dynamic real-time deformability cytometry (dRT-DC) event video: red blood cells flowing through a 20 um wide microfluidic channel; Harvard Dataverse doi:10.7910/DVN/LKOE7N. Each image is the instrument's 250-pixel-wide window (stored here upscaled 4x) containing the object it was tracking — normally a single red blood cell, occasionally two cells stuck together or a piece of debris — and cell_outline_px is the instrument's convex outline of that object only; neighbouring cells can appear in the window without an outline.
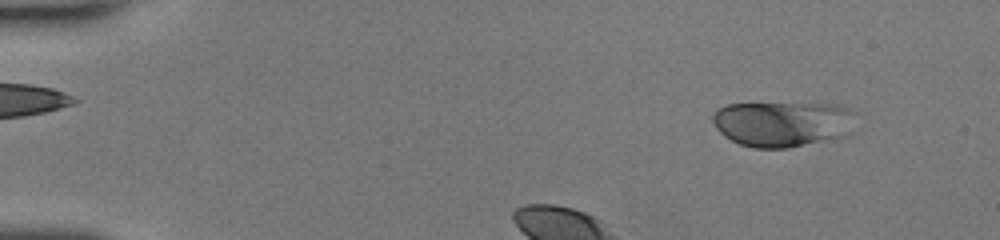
{"species": "human", "species_latin": "Homo sapiens", "temperature_condition": "room temperature", "stored_images_in_passage": 30, "camera_frame_rate_fps": 3000, "um_per_image_px": 0.085, "donor": {"sex": "female"}, "frame": {"image": 1, "passage_image": 1, "time_ms": 0.0, "image_size_px": [1000, 240], "cell_outline_px": [[856, 112], [852, 132], [848, 136], [836, 140], [788, 148], [752, 148], [740, 144], [724, 136], [716, 128], [712, 120], [712, 112], [716, 108], [728, 104], [836, 104], [848, 108]], "centroid_in_image_um": [66.58, 10.54], "position_along_channel_um": 18.4, "area_um2": 38.78}}
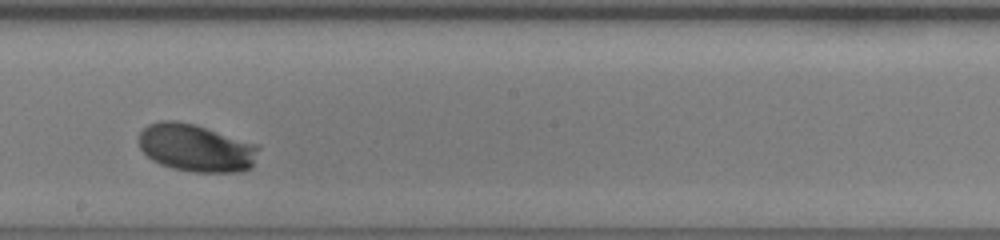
{"frame": {"image": 2, "passage_image": 19, "time_ms": 6.0, "image_size_px": [1000, 240], "cell_outline_px": [[260, 148], [252, 168], [240, 172], [192, 172], [172, 168], [160, 164], [152, 160], [140, 148], [140, 132], [148, 124], [160, 120], [176, 120], [196, 124], [260, 144]], "centroid_in_image_um": [16.72, 12.56], "position_along_channel_um": 231.5, "area_um2": 33.76}}
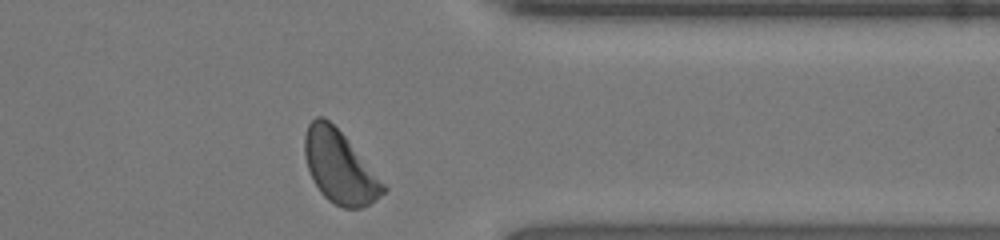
{"frame": {"image": 3, "passage_image": 30, "time_ms": 9.667, "image_size_px": [1000, 240], "cell_outline_px": [[388, 188], [384, 192], [368, 204], [360, 208], [344, 208], [328, 200], [320, 192], [308, 168], [304, 152], [304, 136], [308, 124], [316, 116], [324, 116], [344, 136]], "centroid_in_image_um": [28.84, 14.19], "position_along_channel_um": 382.6, "area_um2": 32.37}, "authors_computed_cell_mechanics": {"area_um2": 32.0501, "velocity_mm_per_s": 4.2225, "shape_relaxation_time_tau1_ms": 1.6169, "shape_relaxation_time_tau2_ms": null, "deformation_change_tau1": 0.1187, "deformation_change_tau2": null}}